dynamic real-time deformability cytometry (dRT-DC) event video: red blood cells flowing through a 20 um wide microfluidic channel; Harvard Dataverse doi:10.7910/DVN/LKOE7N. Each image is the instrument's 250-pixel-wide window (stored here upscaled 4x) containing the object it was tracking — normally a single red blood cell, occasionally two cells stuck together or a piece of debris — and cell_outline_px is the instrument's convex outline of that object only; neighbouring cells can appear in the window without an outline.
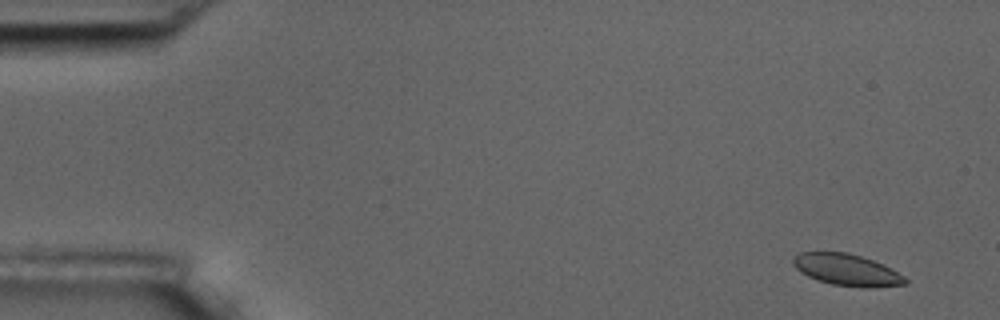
{"species": "common noctule bat (a hibernating species)", "species_latin": "Nyctalus noctula", "temperature_condition": "room temperature", "stored_images_in_passage": 5, "camera_frame_rate_fps": 3000, "um_per_image_px": 0.085, "animal": {"sex": "male", "body_mass_g": 17.5, "forearm_length_mm": 52.3}, "frame": {"image": 1, "passage_image": 1, "time_ms": 0.0, "image_size_px": [1000, 320], "cell_outline_px": [[908, 284], [876, 288], [864, 288], [832, 284], [816, 280], [800, 272], [792, 264], [792, 260], [800, 252], [848, 252], [872, 260], [904, 276], [908, 280]], "centroid_in_image_um": [71.97, 22.96], "position_along_channel_um": 13.0, "area_um2": 20.63}}
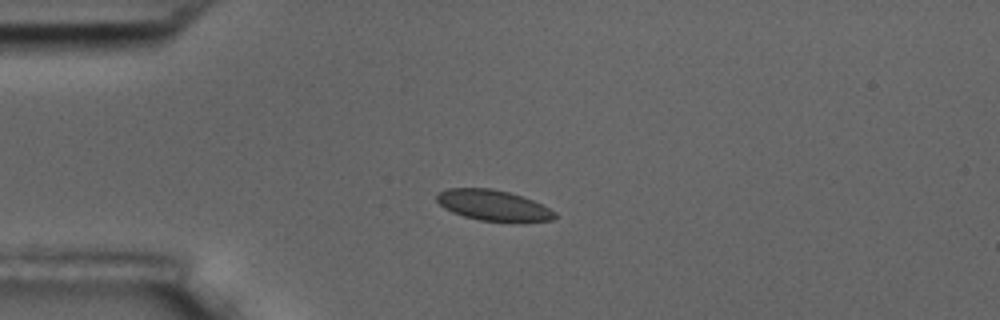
{"frame": {"image": 2, "passage_image": 4, "time_ms": 3.667, "image_size_px": [1000, 320], "cell_outline_px": [[556, 216], [552, 220], [524, 224], [480, 220], [464, 216], [452, 212], [444, 208], [436, 200], [436, 196], [440, 192], [448, 188], [492, 188], [508, 192], [532, 200], [556, 212]], "centroid_in_image_um": [41.97, 17.49], "position_along_channel_um": 43.0, "area_um2": 21.44}}